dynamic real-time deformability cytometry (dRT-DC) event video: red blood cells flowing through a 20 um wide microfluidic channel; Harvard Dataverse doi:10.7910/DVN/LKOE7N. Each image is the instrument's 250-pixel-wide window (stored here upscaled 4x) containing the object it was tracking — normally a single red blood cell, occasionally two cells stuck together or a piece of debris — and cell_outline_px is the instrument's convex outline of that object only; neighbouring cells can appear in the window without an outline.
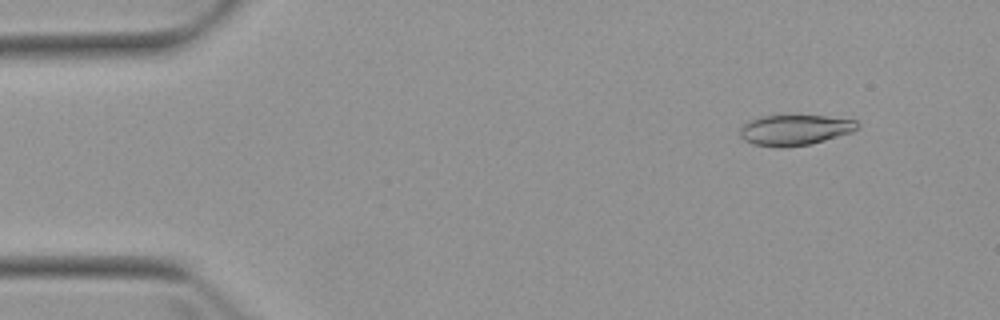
{"species": "Egyptian fruit bat (a non-hibernating species)", "species_latin": "Rousettus aegyptiacus", "temperature_condition": "warm", "stored_images_in_passage": 5, "camera_frame_rate_fps": 3000, "um_per_image_px": 0.085, "animal": {"sex": "female"}, "frame": {"image": 1, "passage_image": 1, "time_ms": 0.0, "image_size_px": [1000, 320], "cell_outline_px": [[860, 124], [852, 132], [824, 140], [808, 144], [784, 148], [752, 144], [744, 140], [740, 136], [740, 128], [748, 120], [760, 116], [824, 116], [856, 120]], "centroid_in_image_um": [67.52, 11.05], "position_along_channel_um": 17.5, "area_um2": 20.75}}
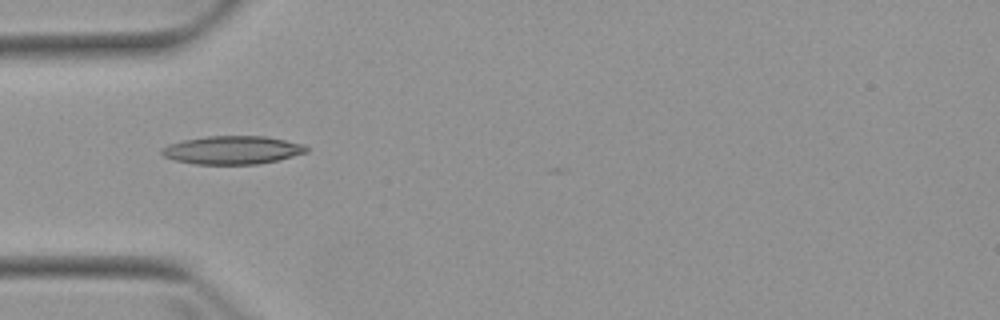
{"frame": {"image": 2, "passage_image": 4, "time_ms": 3.667, "image_size_px": [1000, 320], "cell_outline_px": [[308, 152], [276, 160], [256, 164], [196, 164], [176, 160], [164, 156], [160, 152], [160, 148], [168, 144], [180, 140], [208, 136], [264, 136], [304, 144], [308, 148]], "centroid_in_image_um": [19.71, 12.74], "position_along_channel_um": 65.3, "area_um2": 23.76}}
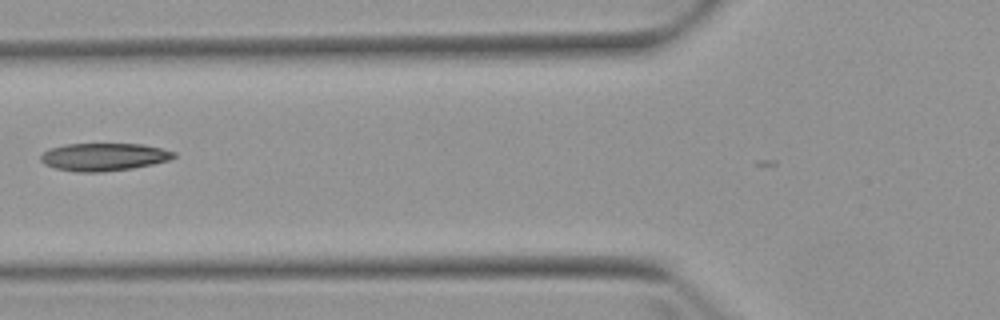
{"frame": {"image": 3, "passage_image": 5, "time_ms": 5.0, "image_size_px": [1000, 320], "cell_outline_px": [[176, 156], [168, 160], [152, 164], [132, 168], [100, 172], [76, 172], [56, 168], [44, 164], [40, 160], [40, 156], [48, 148], [64, 144], [140, 144], [160, 148], [176, 152]], "centroid_in_image_um": [8.79, 13.33], "position_along_channel_um": 117.0, "area_um2": 21.44}}